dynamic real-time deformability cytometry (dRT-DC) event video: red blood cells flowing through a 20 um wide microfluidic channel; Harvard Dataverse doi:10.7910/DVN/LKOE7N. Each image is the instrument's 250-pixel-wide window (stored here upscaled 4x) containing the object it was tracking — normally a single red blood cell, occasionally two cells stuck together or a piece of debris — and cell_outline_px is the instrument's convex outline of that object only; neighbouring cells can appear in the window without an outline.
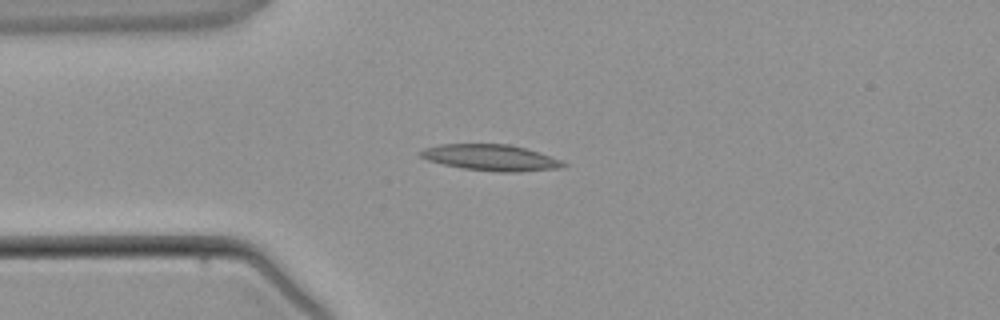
{"species": "common noctule bat (a hibernating species)", "species_latin": "Nyctalus noctula", "temperature_condition": "warm", "stored_images_in_passage": 2, "camera_frame_rate_fps": 3000, "um_per_image_px": 0.085, "animal": {"sex": "male", "body_mass_g": 21.5, "forearm_length_mm": 52.0}, "frame": {"image": 1, "passage_image": 2, "time_ms": 2.0, "image_size_px": [1000, 320], "cell_outline_px": [[568, 164], [560, 168], [516, 172], [500, 172], [464, 168], [444, 164], [428, 160], [420, 156], [416, 152], [424, 148], [440, 144], [508, 144], [524, 148], [560, 160]], "centroid_in_image_um": [41.67, 13.39], "position_along_channel_um": 43.3, "area_um2": 21.44}}